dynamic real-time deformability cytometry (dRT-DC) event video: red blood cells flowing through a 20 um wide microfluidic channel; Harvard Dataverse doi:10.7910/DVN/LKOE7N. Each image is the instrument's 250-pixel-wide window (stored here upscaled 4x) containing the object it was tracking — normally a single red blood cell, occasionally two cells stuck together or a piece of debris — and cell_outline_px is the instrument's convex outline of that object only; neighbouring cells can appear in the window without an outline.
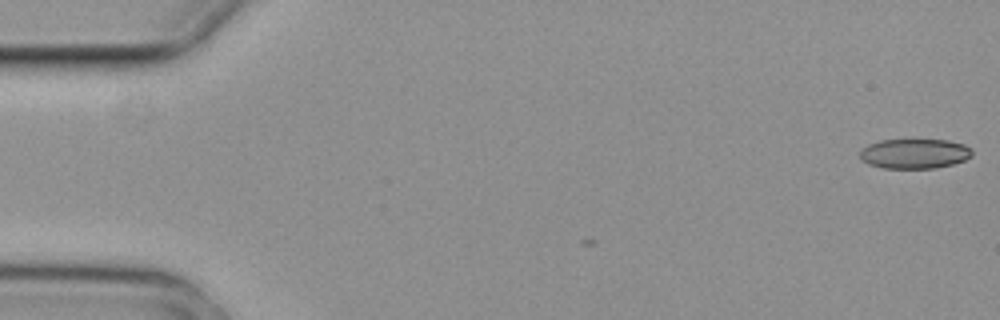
{"species": "common noctule bat (a hibernating species)", "species_latin": "Nyctalus noctula", "temperature_condition": "cold", "stored_images_in_passage": 3, "camera_frame_rate_fps": 3000, "um_per_image_px": 0.085, "animal": {"sex": "female", "body_mass_g": 29.2, "forearm_length_mm": 56.3}, "frame": {"image": 1, "passage_image": 1, "time_ms": 0.0, "image_size_px": [1000, 320], "cell_outline_px": [[972, 156], [964, 160], [952, 164], [936, 168], [884, 168], [868, 164], [860, 160], [860, 152], [868, 144], [880, 140], [948, 140], [964, 144], [972, 148]], "centroid_in_image_um": [77.74, 13.06], "position_along_channel_um": 7.3, "area_um2": 19.54}}